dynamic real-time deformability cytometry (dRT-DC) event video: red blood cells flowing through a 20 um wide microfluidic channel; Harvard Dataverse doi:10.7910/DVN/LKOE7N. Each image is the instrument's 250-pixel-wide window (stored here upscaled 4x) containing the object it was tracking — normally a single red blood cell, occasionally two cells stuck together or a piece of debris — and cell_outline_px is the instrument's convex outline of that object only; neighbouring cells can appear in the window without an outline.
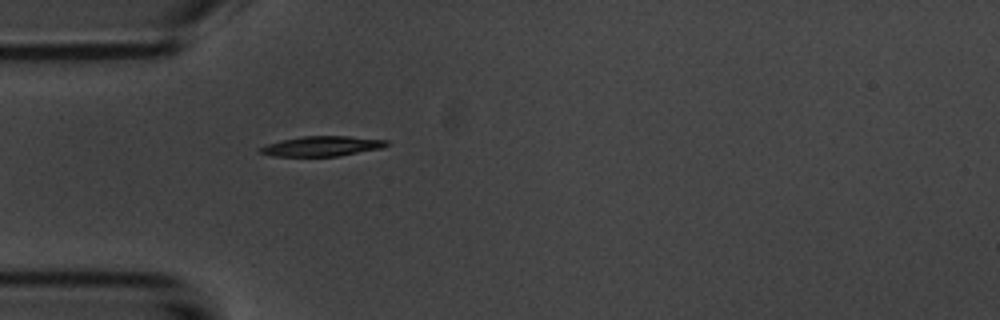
{"species": "common noctule bat (a hibernating species)", "species_latin": "Nyctalus noctula", "temperature_condition": "room temperature", "stored_images_in_passage": 39, "camera_frame_rate_fps": 3000, "um_per_image_px": 0.085, "animal": {"sex": "male", "body_mass_g": 20.1, "forearm_length_mm": 53.5}, "frame": {"image": 1, "passage_image": 1, "time_ms": 0.0, "image_size_px": [1000, 320], "cell_outline_px": [[392, 144], [380, 148], [340, 156], [272, 156], [260, 152], [256, 148], [280, 140], [304, 136], [348, 136], [388, 140]], "centroid_in_image_um": [27.37, 12.42], "position_along_channel_um": 57.6, "area_um2": 14.8}}
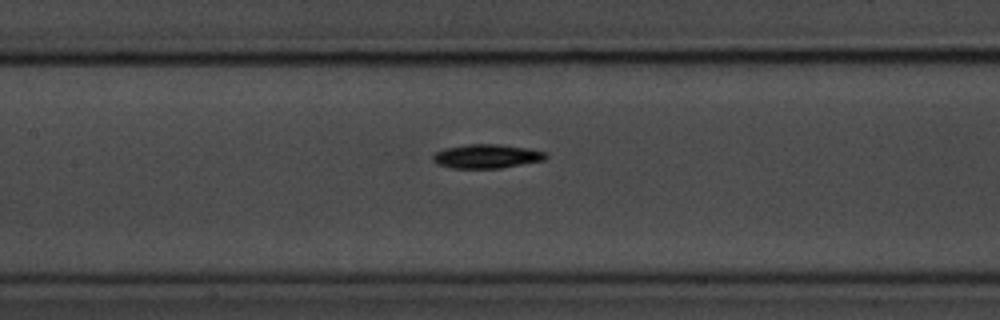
{"frame": {"image": 2, "passage_image": 10, "time_ms": 3.0, "image_size_px": [1000, 320], "cell_outline_px": [[548, 156], [544, 160], [500, 168], [452, 168], [436, 164], [432, 160], [432, 156], [436, 152], [444, 148], [468, 144], [500, 144], [528, 148], [544, 152]], "centroid_in_image_um": [41.33, 13.28], "position_along_channel_um": 166.1, "area_um2": 15.78}}
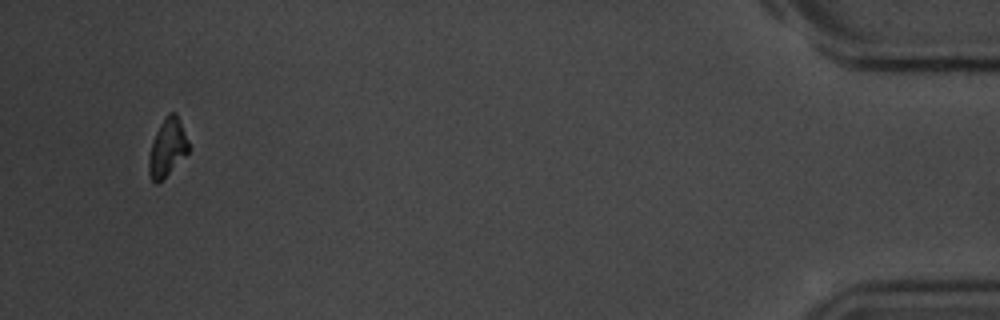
{"frame": {"image": 3, "passage_image": 37, "time_ms": 12.0, "image_size_px": [1000, 320], "cell_outline_px": [[188, 152], [156, 184], [152, 180], [148, 172], [148, 160], [152, 140], [164, 116], [168, 112], [176, 112], [188, 140]], "centroid_in_image_um": [14.2, 12.49], "position_along_channel_um": 421.0, "area_um2": 13.06}, "authors_computed_cell_mechanics": {"area_um2": 14.6812, "velocity_mm_per_s": 3.706, "shape_relaxation_time_tau1_ms": 1.7423, "shape_relaxation_time_tau2_ms": null, "deformation_change_tau1": 0.1076, "deformation_change_tau2": null}}